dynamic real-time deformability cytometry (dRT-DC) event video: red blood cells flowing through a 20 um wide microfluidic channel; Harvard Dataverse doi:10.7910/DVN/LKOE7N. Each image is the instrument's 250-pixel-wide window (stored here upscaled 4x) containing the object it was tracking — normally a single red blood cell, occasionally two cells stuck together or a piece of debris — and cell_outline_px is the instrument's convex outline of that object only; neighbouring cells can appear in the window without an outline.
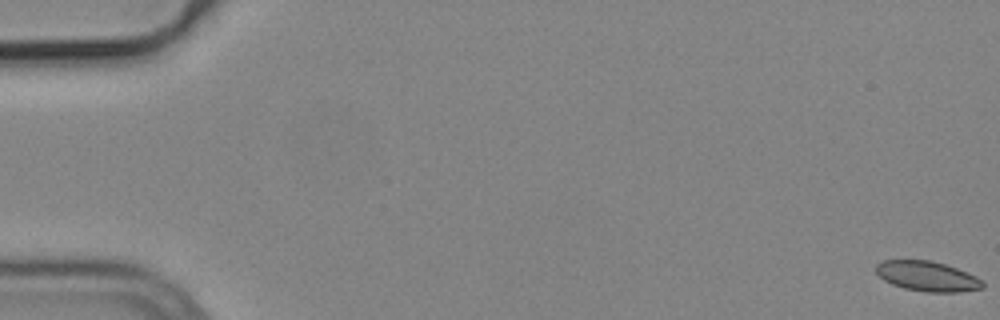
{"species": "common noctule bat (a hibernating species)", "species_latin": "Nyctalus noctula", "temperature_condition": "cold", "stored_images_in_passage": 56, "camera_frame_rate_fps": 3000, "um_per_image_px": 0.085, "animal": {"sex": "male", "body_mass_g": 19.2, "forearm_length_mm": 51.8}, "frame": {"image": 1, "passage_image": 1, "time_ms": 0.0, "image_size_px": [1000, 320], "cell_outline_px": [[984, 288], [960, 292], [924, 292], [904, 288], [892, 284], [884, 280], [876, 272], [876, 264], [884, 260], [932, 260], [956, 268], [976, 276], [984, 284]], "centroid_in_image_um": [78.82, 23.48], "position_along_channel_um": 6.2, "area_um2": 18.61}}
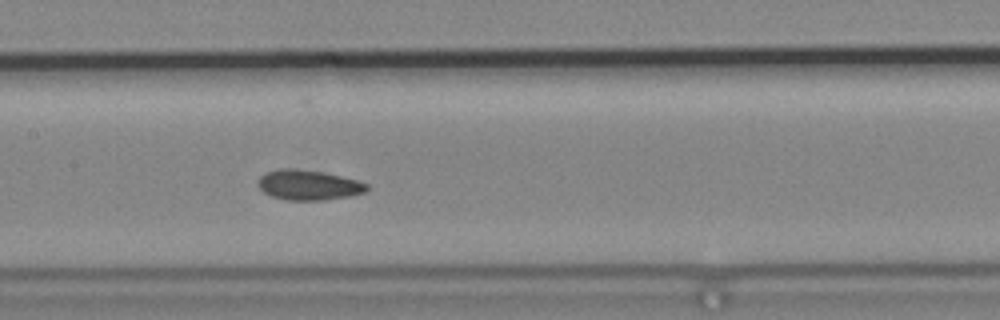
{"frame": {"image": 2, "passage_image": 28, "time_ms": 9.0, "image_size_px": [1000, 320], "cell_outline_px": [[368, 188], [364, 192], [348, 196], [324, 200], [284, 200], [272, 196], [264, 192], [256, 184], [256, 180], [264, 172], [284, 168], [288, 168], [320, 172], [340, 176], [356, 180], [368, 184]], "centroid_in_image_um": [26.16, 15.73], "position_along_channel_um": 181.2, "area_um2": 18.9}}
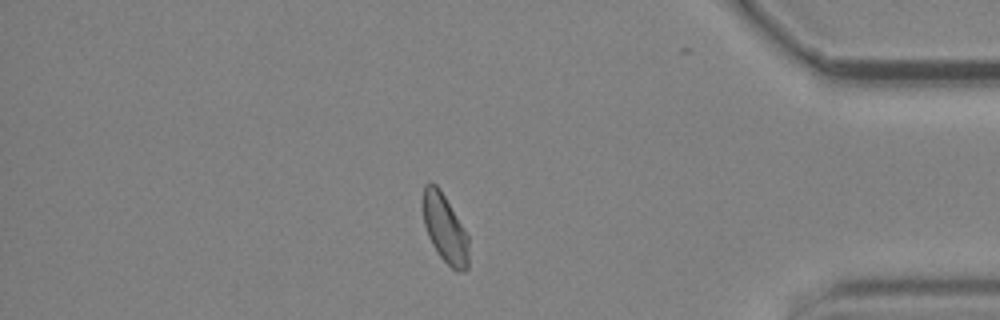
{"frame": {"image": 3, "passage_image": 48, "time_ms": 15.667, "image_size_px": [1000, 320], "cell_outline_px": [[468, 268], [464, 272], [456, 272], [440, 256], [432, 244], [428, 236], [424, 224], [424, 184], [436, 184], [440, 188], [468, 236]], "centroid_in_image_um": [37.84, 19.47], "position_along_channel_um": 397.4, "area_um2": 17.86}, "authors_computed_cell_mechanics": {"area_um2": 18.9873, "velocity_mm_per_s": 3.7495, "shape_relaxation_time_tau1_ms": null, "shape_relaxation_time_tau2_ms": 2.0056, "deformation_change_tau1": null, "deformation_change_tau2": 0.0496}}